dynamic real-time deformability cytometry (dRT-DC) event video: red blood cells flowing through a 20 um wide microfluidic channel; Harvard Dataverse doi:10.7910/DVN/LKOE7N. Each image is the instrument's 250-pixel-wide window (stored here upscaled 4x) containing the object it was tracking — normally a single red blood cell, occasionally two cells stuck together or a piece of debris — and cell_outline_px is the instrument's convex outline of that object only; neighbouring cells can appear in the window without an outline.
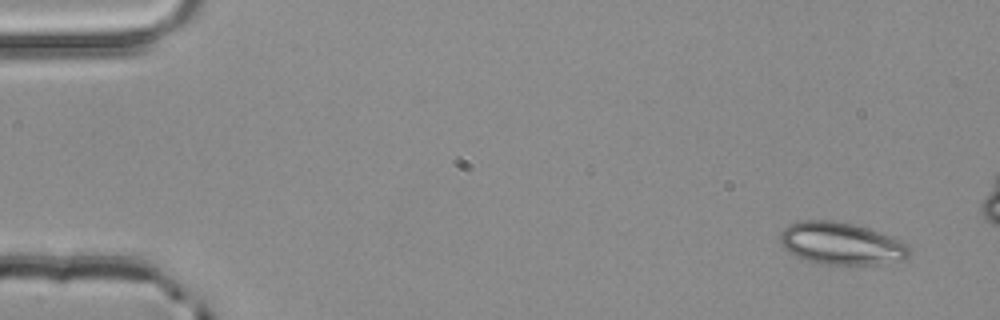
{"species": "common noctule bat (a hibernating species)", "species_latin": "Nyctalus noctula", "temperature_condition": "room temperature", "stored_images_in_passage": 4, "camera_frame_rate_fps": 3000, "um_per_image_px": 0.085, "animal": {"sex": "male", "body_mass_g": 20.4}, "frame": {"image": 1, "passage_image": 1, "time_ms": 0.0, "image_size_px": [1000, 320], "cell_outline_px": [[912, 252], [908, 260], [876, 264], [824, 264], [804, 260], [788, 252], [780, 244], [780, 232], [788, 224], [800, 220], [832, 220], [852, 224], [868, 228], [908, 244], [912, 248]], "centroid_in_image_um": [71.51, 20.7], "position_along_channel_um": 13.5, "area_um2": 32.14}}